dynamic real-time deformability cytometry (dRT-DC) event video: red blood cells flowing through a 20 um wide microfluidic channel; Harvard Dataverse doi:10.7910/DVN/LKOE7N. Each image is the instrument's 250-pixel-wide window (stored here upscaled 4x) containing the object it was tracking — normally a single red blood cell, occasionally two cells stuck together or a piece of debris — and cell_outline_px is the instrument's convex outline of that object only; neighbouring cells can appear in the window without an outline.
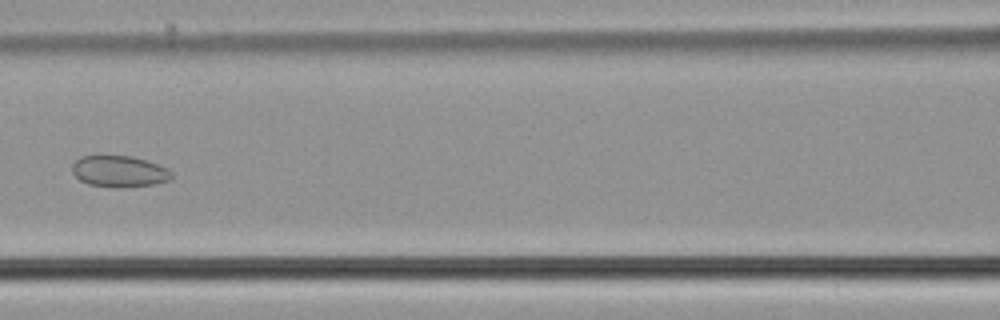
{"species": "common noctule bat (a hibernating species)", "species_latin": "Nyctalus noctula", "temperature_condition": "cold", "stored_images_in_passage": 7, "camera_frame_rate_fps": 3000, "um_per_image_px": 0.085, "animal": {"sex": "male", "body_mass_g": 21.5, "forearm_length_mm": 52.0}, "frame": {"image": 1, "passage_image": 7, "time_ms": 2.0, "image_size_px": [1000, 320], "cell_outline_px": [[172, 180], [152, 184], [120, 188], [88, 184], [80, 180], [72, 172], [72, 164], [80, 156], [132, 156], [168, 168], [172, 172]], "centroid_in_image_um": [10.14, 14.57], "position_along_channel_um": 156.5, "area_um2": 18.09}}